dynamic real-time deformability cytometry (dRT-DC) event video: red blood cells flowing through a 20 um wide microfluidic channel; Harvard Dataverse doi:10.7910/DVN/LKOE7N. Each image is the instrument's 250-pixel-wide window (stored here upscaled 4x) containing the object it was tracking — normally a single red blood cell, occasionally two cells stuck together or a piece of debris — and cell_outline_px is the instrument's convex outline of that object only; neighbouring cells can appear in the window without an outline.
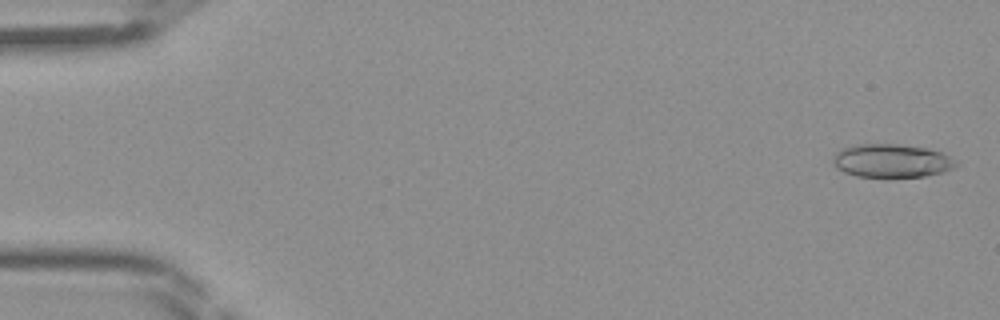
{"species": "Egyptian fruit bat (a non-hibernating species)", "species_latin": "Rousettus aegyptiacus", "temperature_condition": "room temperature", "stored_images_in_passage": 11, "camera_frame_rate_fps": 3000, "um_per_image_px": 0.085, "frame": {"image": 1, "passage_image": 2, "time_ms": 0.333, "image_size_px": [1000, 320], "cell_outline_px": [[960, 164], [956, 168], [944, 172], [924, 176], [856, 176], [844, 172], [836, 168], [832, 160], [832, 156], [840, 148], [856, 144], [900, 144], [924, 148], [940, 152], [956, 160]], "centroid_in_image_um": [75.78, 13.65], "position_along_channel_um": 9.2, "area_um2": 23.99}}